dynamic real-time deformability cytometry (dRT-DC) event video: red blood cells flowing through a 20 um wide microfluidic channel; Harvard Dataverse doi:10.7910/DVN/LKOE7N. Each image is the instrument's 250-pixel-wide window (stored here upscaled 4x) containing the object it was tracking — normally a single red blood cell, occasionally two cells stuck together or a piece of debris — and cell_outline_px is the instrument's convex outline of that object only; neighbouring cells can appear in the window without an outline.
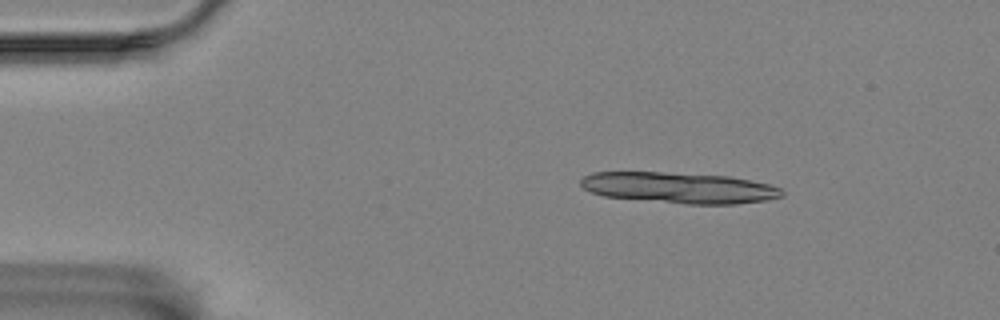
{"species": "Egyptian fruit bat (a non-hibernating species)", "species_latin": "Rousettus aegyptiacus", "temperature_condition": "room temperature", "stored_images_in_passage": 8, "camera_frame_rate_fps": 3000, "um_per_image_px": 0.085, "animal": {"sex": "female"}, "frame": {"image": 1, "passage_image": 1, "time_ms": 0.0, "image_size_px": [1000, 320], "cell_outline_px": [[784, 196], [768, 200], [736, 204], [688, 204], [604, 196], [592, 192], [584, 188], [580, 184], [580, 180], [584, 176], [592, 172], [660, 172], [728, 176], [768, 184], [780, 188], [784, 192]], "centroid_in_image_um": [57.74, 15.96], "position_along_channel_um": 27.3, "area_um2": 36.07}}